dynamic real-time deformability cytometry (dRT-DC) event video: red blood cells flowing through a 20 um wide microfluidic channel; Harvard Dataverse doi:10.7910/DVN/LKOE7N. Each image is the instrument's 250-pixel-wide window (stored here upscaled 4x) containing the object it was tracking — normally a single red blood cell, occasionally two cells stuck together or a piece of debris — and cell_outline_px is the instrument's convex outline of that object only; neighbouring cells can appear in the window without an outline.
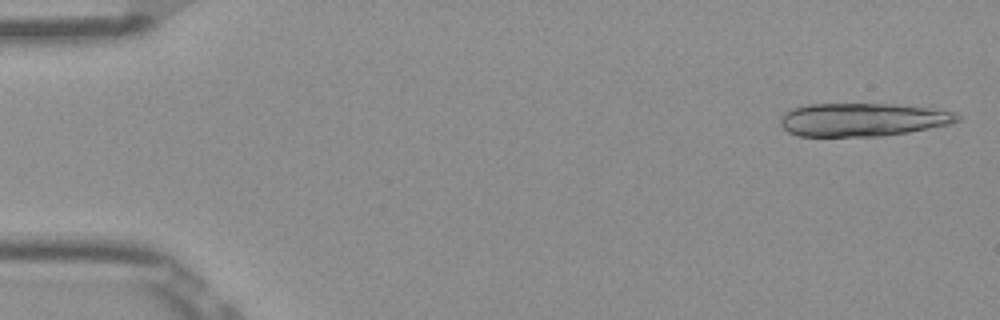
{"species": "Egyptian fruit bat (a non-hibernating species)", "species_latin": "Rousettus aegyptiacus", "temperature_condition": "room temperature", "stored_images_in_passage": 14, "camera_frame_rate_fps": 3000, "um_per_image_px": 0.085, "frame": {"image": 1, "passage_image": 1, "time_ms": 0.0, "image_size_px": [1000, 320], "cell_outline_px": [[960, 120], [948, 124], [908, 132], [880, 136], [796, 136], [788, 132], [780, 124], [780, 116], [784, 112], [792, 108], [808, 104], [896, 104], [928, 108], [956, 112], [960, 116]], "centroid_in_image_um": [73.27, 10.16], "position_along_channel_um": 11.7, "area_um2": 34.28}}